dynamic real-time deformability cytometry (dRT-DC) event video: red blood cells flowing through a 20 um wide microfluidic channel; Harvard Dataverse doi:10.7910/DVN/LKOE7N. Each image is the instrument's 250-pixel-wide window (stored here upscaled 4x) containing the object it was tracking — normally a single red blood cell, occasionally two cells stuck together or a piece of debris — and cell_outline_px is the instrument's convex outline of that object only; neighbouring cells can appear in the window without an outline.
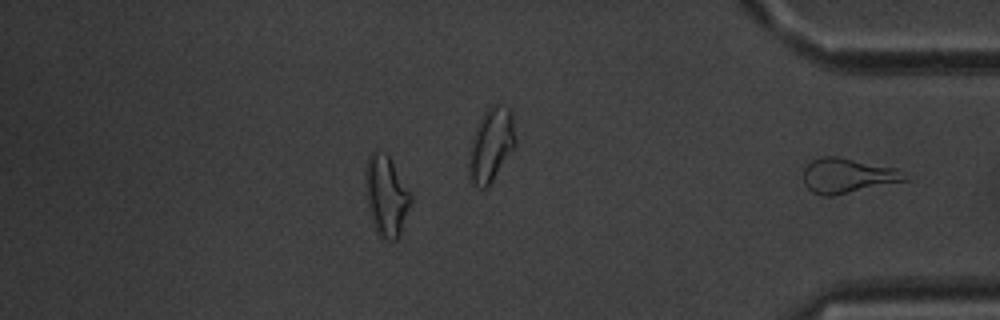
{"species": "common noctule bat (a hibernating species)", "species_latin": "Nyctalus noctula", "temperature_condition": "warm", "stored_images_in_passage": 51, "segment_of_instrument_passage": [2, 2], "camera_frame_rate_fps": 3000, "um_per_image_px": 0.085, "animal": {"sex": "male", "body_mass_g": 20.1, "forearm_length_mm": 53.5}, "frame": {"image": 1, "passage_image": 51, "time_ms": 16.667, "image_size_px": [1000, 320], "cell_outline_px": [[912, 176], [908, 180], [832, 196], [824, 196], [812, 192], [804, 184], [804, 168], [812, 160], [824, 156], [840, 156], [896, 168]], "centroid_in_image_um": [72.08, 14.92], "position_along_channel_um": 363.1, "area_um2": 20.75}}